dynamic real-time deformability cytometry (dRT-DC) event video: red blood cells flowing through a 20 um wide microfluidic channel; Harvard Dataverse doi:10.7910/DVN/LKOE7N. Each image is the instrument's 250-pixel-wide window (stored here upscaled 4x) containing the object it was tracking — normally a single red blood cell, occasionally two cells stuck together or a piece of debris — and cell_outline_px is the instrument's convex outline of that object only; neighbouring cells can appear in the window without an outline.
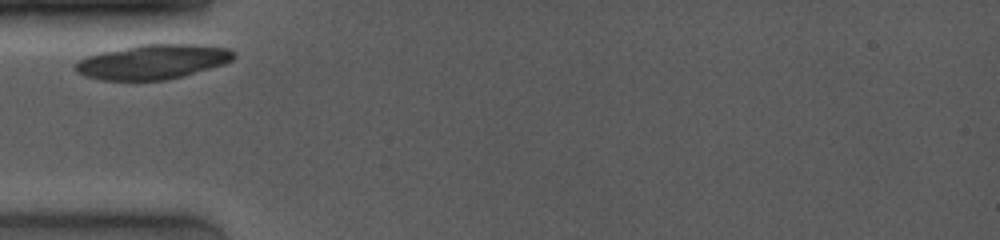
{"species": "common noctule bat (a hibernating species)", "species_latin": "Nyctalus noctula", "temperature_condition": "room temperature", "stored_images_in_passage": 2, "camera_frame_rate_fps": 4000, "um_per_image_px": 0.085, "animal": {"sex": "female", "body_mass_g": 19.0, "forearm_length_mm": 53.3}, "frame": {"image": 1, "passage_image": 1, "time_ms": 0.0, "image_size_px": [1000, 240], "cell_outline_px": [[236, 56], [232, 60], [224, 64], [184, 76], [164, 80], [100, 80], [84, 76], [76, 72], [76, 64], [80, 60], [88, 56], [100, 52], [136, 44], [200, 44], [228, 48], [236, 52]], "centroid_in_image_um": [13.02, 5.24], "position_along_channel_um": 72.0, "area_um2": 32.19}}